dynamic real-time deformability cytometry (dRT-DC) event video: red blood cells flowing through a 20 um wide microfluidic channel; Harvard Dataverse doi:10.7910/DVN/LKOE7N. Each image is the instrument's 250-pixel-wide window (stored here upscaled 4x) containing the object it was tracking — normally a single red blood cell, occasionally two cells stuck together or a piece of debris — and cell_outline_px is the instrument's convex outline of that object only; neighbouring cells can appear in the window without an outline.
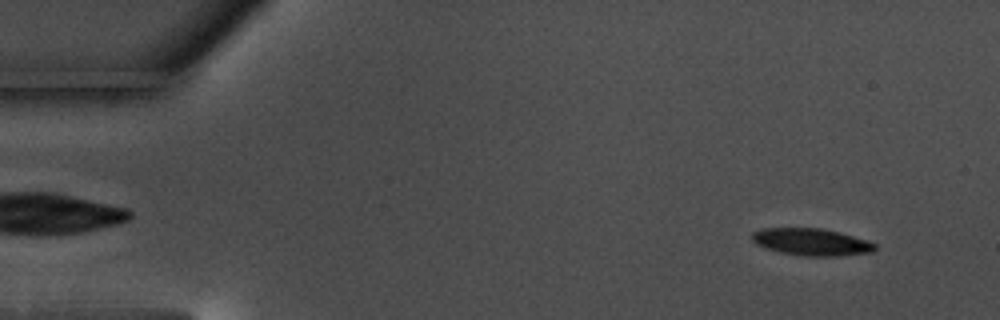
{"species": "common noctule bat (a hibernating species)", "species_latin": "Nyctalus noctula", "temperature_condition": "warm", "stored_images_in_passage": 44, "camera_frame_rate_fps": 3000, "um_per_image_px": 0.085, "animal": {"sex": "male", "body_mass_g": 17.5, "forearm_length_mm": 52.3}, "frame": {"image": 1, "passage_image": 5, "time_ms": 1.333, "image_size_px": [1000, 320], "cell_outline_px": [[876, 248], [872, 252], [836, 256], [804, 256], [780, 252], [764, 248], [756, 244], [752, 240], [752, 232], [764, 228], [820, 228], [840, 232], [868, 240], [876, 244]], "centroid_in_image_um": [68.97, 20.56], "position_along_channel_um": 16.0, "area_um2": 19.48}}